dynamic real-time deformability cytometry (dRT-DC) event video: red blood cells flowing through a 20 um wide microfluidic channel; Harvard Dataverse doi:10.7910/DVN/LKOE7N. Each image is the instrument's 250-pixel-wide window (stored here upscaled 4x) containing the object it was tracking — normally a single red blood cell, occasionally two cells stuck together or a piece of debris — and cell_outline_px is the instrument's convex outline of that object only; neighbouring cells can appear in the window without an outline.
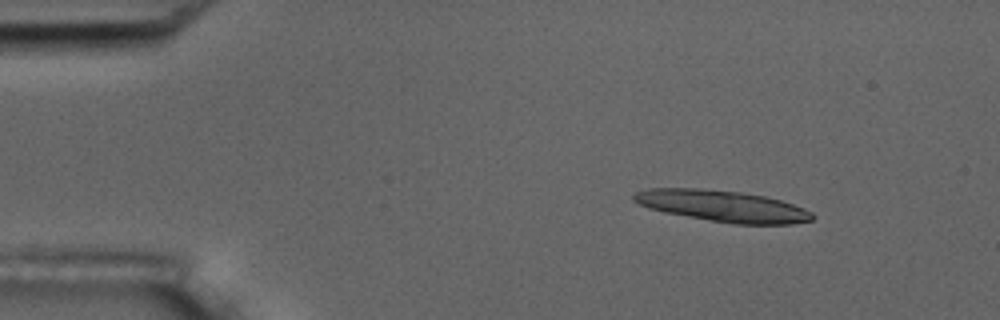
{"species": "common noctule bat (a hibernating species)", "species_latin": "Nyctalus noctula", "temperature_condition": "room temperature", "stored_images_in_passage": 3, "camera_frame_rate_fps": 3000, "um_per_image_px": 0.085, "animal": {"sex": "male", "body_mass_g": 17.5, "forearm_length_mm": 52.3}, "frame": {"image": 1, "passage_image": 1, "time_ms": 0.0, "image_size_px": [1000, 320], "cell_outline_px": [[816, 216], [812, 220], [792, 224], [736, 224], [664, 212], [648, 208], [632, 200], [632, 196], [636, 192], [648, 188], [700, 188], [740, 192], [764, 196], [780, 200], [804, 208], [812, 212]], "centroid_in_image_um": [61.42, 17.51], "position_along_channel_um": 23.6, "area_um2": 32.43}}